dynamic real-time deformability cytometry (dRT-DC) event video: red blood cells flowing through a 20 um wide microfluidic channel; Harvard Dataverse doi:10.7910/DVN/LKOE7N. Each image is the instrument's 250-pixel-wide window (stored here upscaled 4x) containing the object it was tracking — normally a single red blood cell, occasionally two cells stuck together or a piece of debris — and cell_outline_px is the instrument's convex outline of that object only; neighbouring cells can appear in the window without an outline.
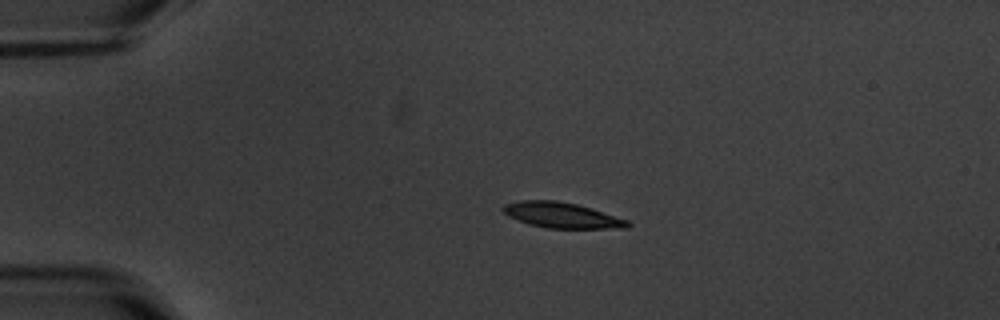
{"species": "common noctule bat (a hibernating species)", "species_latin": "Nyctalus noctula", "temperature_condition": "warm", "stored_images_in_passage": 8, "camera_frame_rate_fps": 3000, "um_per_image_px": 0.085, "animal": {"sex": "male", "body_mass_g": 20.1, "forearm_length_mm": 53.5}, "frame": {"image": 1, "passage_image": 4, "time_ms": 3.333, "image_size_px": [1000, 320], "cell_outline_px": [[632, 224], [628, 228], [548, 228], [528, 224], [508, 216], [500, 208], [504, 204], [520, 200], [556, 200], [576, 204], [592, 208], [628, 220]], "centroid_in_image_um": [47.75, 18.29], "position_along_channel_um": 37.3, "area_um2": 18.61}}
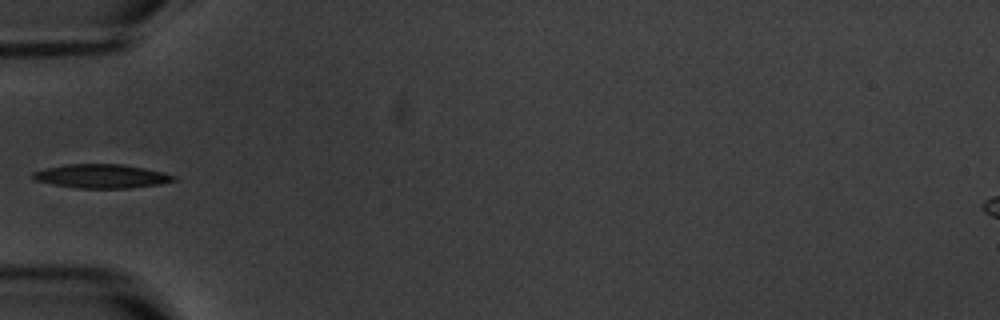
{"frame": {"image": 2, "passage_image": 6, "time_ms": 5.667, "image_size_px": [1000, 320], "cell_outline_px": [[176, 180], [160, 184], [128, 188], [76, 188], [36, 180], [28, 176], [32, 172], [48, 168], [68, 164], [124, 164], [164, 172], [176, 176]], "centroid_in_image_um": [8.65, 14.97], "position_along_channel_um": 76.3, "area_um2": 19.48}}